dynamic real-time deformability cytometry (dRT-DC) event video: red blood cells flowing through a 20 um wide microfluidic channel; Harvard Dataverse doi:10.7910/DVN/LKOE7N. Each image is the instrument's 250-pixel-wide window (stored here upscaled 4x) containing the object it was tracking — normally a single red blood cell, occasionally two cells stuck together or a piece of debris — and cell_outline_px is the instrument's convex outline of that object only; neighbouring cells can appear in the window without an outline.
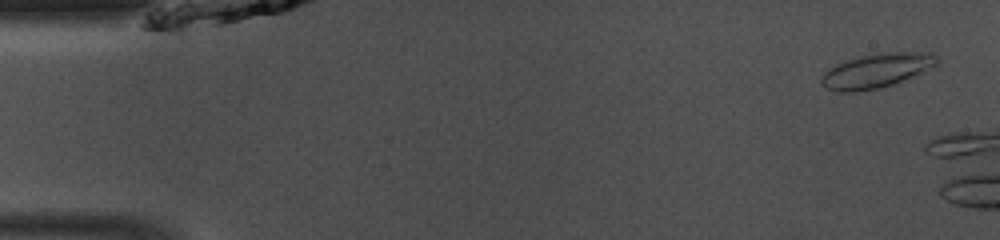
{"species": "common noctule bat (a hibernating species)", "species_latin": "Nyctalus noctula", "temperature_condition": "room temperature", "stored_images_in_passage": 5, "camera_frame_rate_fps": 3000, "um_per_image_px": 0.085, "animal": {"sex": "male", "body_mass_g": 13.0, "forearm_length_mm": 53.1}, "frame": {"image": 1, "passage_image": 2, "time_ms": 0.333, "image_size_px": [1000, 240], "cell_outline_px": [[940, 60], [936, 64], [924, 72], [892, 84], [880, 88], [856, 92], [840, 92], [828, 88], [820, 84], [820, 76], [824, 72], [836, 64], [848, 60], [864, 56], [888, 52], [932, 52], [940, 56]], "centroid_in_image_um": [74.53, 6.01], "position_along_channel_um": 10.5, "area_um2": 23.06}}